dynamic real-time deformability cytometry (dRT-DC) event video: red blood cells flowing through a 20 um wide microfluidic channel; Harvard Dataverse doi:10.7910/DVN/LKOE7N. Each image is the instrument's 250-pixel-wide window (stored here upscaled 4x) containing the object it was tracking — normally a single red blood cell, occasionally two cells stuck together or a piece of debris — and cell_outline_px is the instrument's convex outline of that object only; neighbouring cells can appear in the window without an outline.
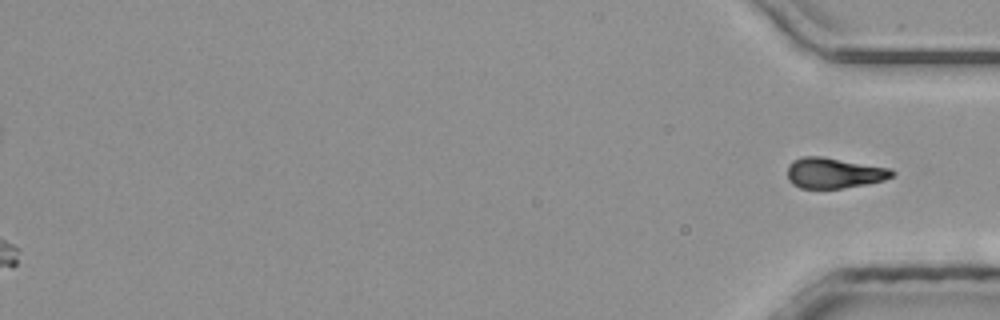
{"species": "common noctule bat (a hibernating species)", "species_latin": "Nyctalus noctula", "temperature_condition": "room temperature", "stored_images_in_passage": 42, "camera_frame_rate_fps": 3000, "um_per_image_px": 0.085, "animal": {"sex": "male", "body_mass_g": 20.4}, "frame": {"image": 1, "passage_image": 42, "time_ms": 13.667, "image_size_px": [1000, 320], "cell_outline_px": [[896, 172], [892, 176], [884, 180], [864, 184], [840, 188], [800, 188], [792, 184], [788, 180], [788, 164], [792, 160], [804, 156], [824, 156], [892, 168]], "centroid_in_image_um": [70.88, 14.68], "position_along_channel_um": 364.3, "area_um2": 18.79}}